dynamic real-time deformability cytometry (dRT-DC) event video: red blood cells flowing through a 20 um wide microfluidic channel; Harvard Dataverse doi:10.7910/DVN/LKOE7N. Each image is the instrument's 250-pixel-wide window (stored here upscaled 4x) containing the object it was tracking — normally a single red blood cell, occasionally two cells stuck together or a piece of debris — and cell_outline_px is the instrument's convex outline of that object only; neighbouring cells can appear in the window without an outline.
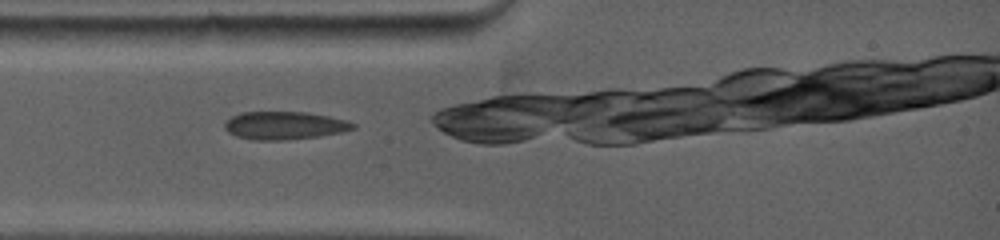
{"species": "common noctule bat (a hibernating species)", "species_latin": "Nyctalus noctula", "temperature_condition": "warm", "stored_images_in_passage": 6, "camera_frame_rate_fps": 5000, "um_per_image_px": 0.085, "animal": {"sex": "female", "body_mass_g": 19.0, "forearm_length_mm": 53.3}, "frame": {"image": 1, "passage_image": 1, "time_ms": 0.0, "image_size_px": [1000, 240], "cell_outline_px": [[356, 128], [340, 132], [316, 136], [280, 140], [256, 140], [236, 136], [228, 132], [224, 128], [224, 124], [232, 116], [240, 112], [308, 112], [348, 120], [356, 124]], "centroid_in_image_um": [24.18, 10.65], "position_along_channel_um": 60.8, "area_um2": 20.75}}
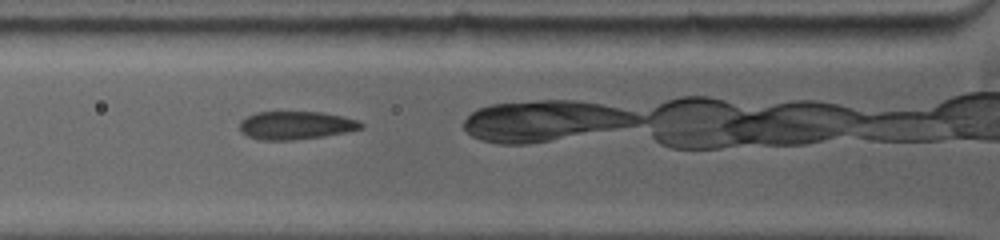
{"frame": {"image": 2, "passage_image": 4, "time_ms": 1.0, "image_size_px": [1000, 240], "cell_outline_px": [[364, 128], [344, 132], [320, 136], [292, 140], [260, 140], [248, 136], [240, 132], [240, 120], [256, 112], [324, 112], [344, 116], [356, 120], [364, 124]], "centroid_in_image_um": [25.13, 10.64], "position_along_channel_um": 100.7, "area_um2": 19.83}}